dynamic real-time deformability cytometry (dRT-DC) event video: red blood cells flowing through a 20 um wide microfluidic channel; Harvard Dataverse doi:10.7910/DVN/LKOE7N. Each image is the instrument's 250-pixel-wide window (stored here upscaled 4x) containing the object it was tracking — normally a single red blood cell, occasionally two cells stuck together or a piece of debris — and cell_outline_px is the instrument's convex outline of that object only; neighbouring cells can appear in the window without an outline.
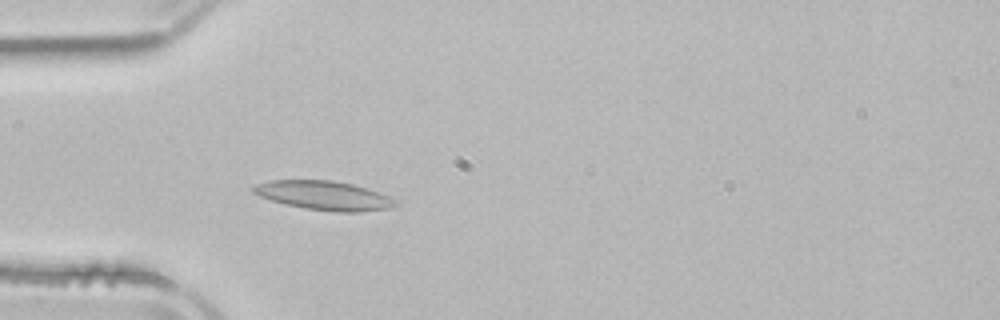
{"species": "common noctule bat (a hibernating species)", "species_latin": "Nyctalus noctula", "temperature_condition": "room temperature", "stored_images_in_passage": 4, "camera_frame_rate_fps": 3000, "um_per_image_px": 0.085, "animal": {"sex": "male", "body_mass_g": 21.5, "forearm_length_mm": 52.0}, "frame": {"image": 1, "passage_image": 4, "time_ms": 4.0, "image_size_px": [1000, 320], "cell_outline_px": [[396, 204], [392, 208], [360, 212], [340, 212], [304, 208], [272, 200], [260, 196], [252, 192], [252, 188], [256, 184], [268, 180], [332, 180], [352, 184], [388, 196], [396, 200]], "centroid_in_image_um": [27.53, 16.61], "position_along_channel_um": 57.5, "area_um2": 23.76}}